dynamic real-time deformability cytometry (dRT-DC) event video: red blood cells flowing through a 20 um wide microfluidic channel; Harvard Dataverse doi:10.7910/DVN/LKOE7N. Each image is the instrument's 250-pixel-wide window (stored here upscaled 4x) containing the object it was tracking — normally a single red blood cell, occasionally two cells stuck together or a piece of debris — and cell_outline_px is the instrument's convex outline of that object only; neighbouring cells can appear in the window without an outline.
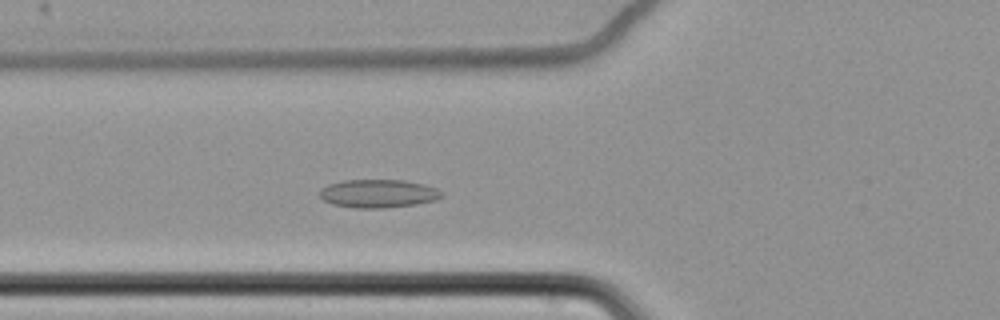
{"species": "common noctule bat (a hibernating species)", "species_latin": "Nyctalus noctula", "temperature_condition": "cold", "stored_images_in_passage": 48, "camera_frame_rate_fps": 3000, "um_per_image_px": 0.085, "animal": {"sex": "female", "body_mass_g": 22.7, "forearm_length_mm": 54.2}, "frame": {"image": 1, "passage_image": 9, "time_ms": 2.667, "image_size_px": [1000, 320], "cell_outline_px": [[444, 196], [436, 200], [416, 204], [384, 208], [356, 208], [332, 204], [324, 200], [320, 196], [320, 188], [328, 184], [344, 180], [404, 180], [424, 184], [436, 188], [444, 192]], "centroid_in_image_um": [32.17, 16.45], "position_along_channel_um": 93.6, "area_um2": 20.23}}
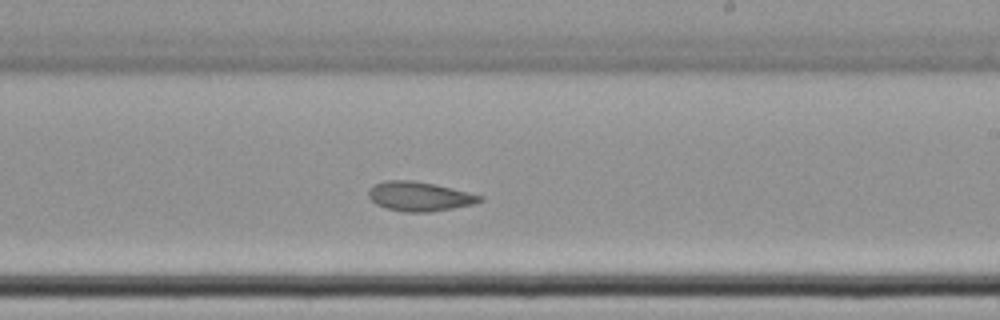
{"frame": {"image": 2, "passage_image": 23, "time_ms": 7.333, "image_size_px": [1000, 320], "cell_outline_px": [[484, 200], [472, 204], [452, 208], [428, 212], [404, 212], [388, 208], [376, 204], [368, 196], [368, 188], [372, 184], [384, 180], [412, 180], [436, 184], [484, 196]], "centroid_in_image_um": [35.62, 16.67], "position_along_channel_um": 253.4, "area_um2": 19.13}}
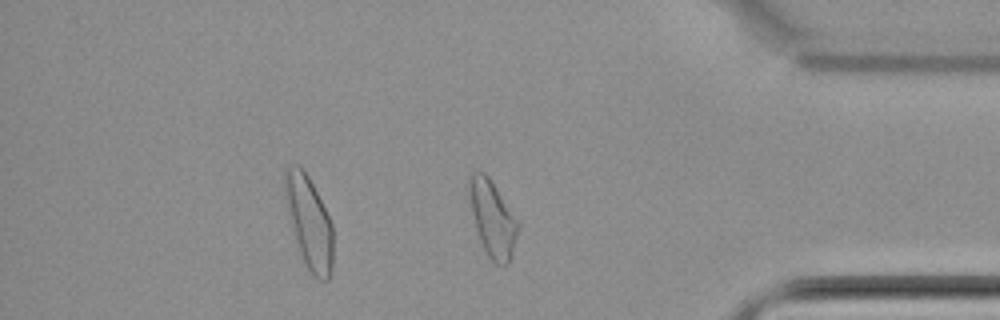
{"frame": {"image": 3, "passage_image": 37, "time_ms": 12.0, "image_size_px": [1000, 320], "cell_outline_px": [[520, 224], [512, 256], [508, 264], [496, 264], [488, 256], [480, 240], [476, 228], [472, 212], [468, 188], [468, 172], [472, 168], [484, 172], [488, 176], [520, 220]], "centroid_in_image_um": [41.87, 18.51], "position_along_channel_um": 393.3, "area_um2": 22.08}}